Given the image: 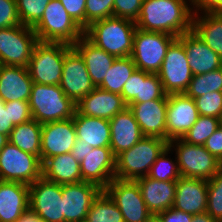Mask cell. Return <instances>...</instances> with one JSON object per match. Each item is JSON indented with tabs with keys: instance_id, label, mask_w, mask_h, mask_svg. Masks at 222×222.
Returning <instances> with one entry per match:
<instances>
[{
	"instance_id": "obj_53",
	"label": "cell",
	"mask_w": 222,
	"mask_h": 222,
	"mask_svg": "<svg viewBox=\"0 0 222 222\" xmlns=\"http://www.w3.org/2000/svg\"><path fill=\"white\" fill-rule=\"evenodd\" d=\"M192 222H219L213 219L207 212L193 215Z\"/></svg>"
},
{
	"instance_id": "obj_50",
	"label": "cell",
	"mask_w": 222,
	"mask_h": 222,
	"mask_svg": "<svg viewBox=\"0 0 222 222\" xmlns=\"http://www.w3.org/2000/svg\"><path fill=\"white\" fill-rule=\"evenodd\" d=\"M14 127L10 120L9 108H5L4 102L0 99V133L9 136Z\"/></svg>"
},
{
	"instance_id": "obj_3",
	"label": "cell",
	"mask_w": 222,
	"mask_h": 222,
	"mask_svg": "<svg viewBox=\"0 0 222 222\" xmlns=\"http://www.w3.org/2000/svg\"><path fill=\"white\" fill-rule=\"evenodd\" d=\"M168 147L167 140L144 136L116 157L115 178L135 181L146 177L157 157Z\"/></svg>"
},
{
	"instance_id": "obj_26",
	"label": "cell",
	"mask_w": 222,
	"mask_h": 222,
	"mask_svg": "<svg viewBox=\"0 0 222 222\" xmlns=\"http://www.w3.org/2000/svg\"><path fill=\"white\" fill-rule=\"evenodd\" d=\"M29 208V185L0 180V222H17Z\"/></svg>"
},
{
	"instance_id": "obj_42",
	"label": "cell",
	"mask_w": 222,
	"mask_h": 222,
	"mask_svg": "<svg viewBox=\"0 0 222 222\" xmlns=\"http://www.w3.org/2000/svg\"><path fill=\"white\" fill-rule=\"evenodd\" d=\"M143 0H114L113 16L136 22Z\"/></svg>"
},
{
	"instance_id": "obj_49",
	"label": "cell",
	"mask_w": 222,
	"mask_h": 222,
	"mask_svg": "<svg viewBox=\"0 0 222 222\" xmlns=\"http://www.w3.org/2000/svg\"><path fill=\"white\" fill-rule=\"evenodd\" d=\"M162 222H192L193 215L179 211L174 208H169L157 215Z\"/></svg>"
},
{
	"instance_id": "obj_45",
	"label": "cell",
	"mask_w": 222,
	"mask_h": 222,
	"mask_svg": "<svg viewBox=\"0 0 222 222\" xmlns=\"http://www.w3.org/2000/svg\"><path fill=\"white\" fill-rule=\"evenodd\" d=\"M67 13L83 29H86V0H59Z\"/></svg>"
},
{
	"instance_id": "obj_31",
	"label": "cell",
	"mask_w": 222,
	"mask_h": 222,
	"mask_svg": "<svg viewBox=\"0 0 222 222\" xmlns=\"http://www.w3.org/2000/svg\"><path fill=\"white\" fill-rule=\"evenodd\" d=\"M42 124L35 119L16 125L9 134V142L20 150L36 155L41 161Z\"/></svg>"
},
{
	"instance_id": "obj_20",
	"label": "cell",
	"mask_w": 222,
	"mask_h": 222,
	"mask_svg": "<svg viewBox=\"0 0 222 222\" xmlns=\"http://www.w3.org/2000/svg\"><path fill=\"white\" fill-rule=\"evenodd\" d=\"M128 105L120 94L95 87L76 103V111L85 116L110 120Z\"/></svg>"
},
{
	"instance_id": "obj_22",
	"label": "cell",
	"mask_w": 222,
	"mask_h": 222,
	"mask_svg": "<svg viewBox=\"0 0 222 222\" xmlns=\"http://www.w3.org/2000/svg\"><path fill=\"white\" fill-rule=\"evenodd\" d=\"M177 39L184 46L193 75L205 74L222 67L221 57L192 30L178 36Z\"/></svg>"
},
{
	"instance_id": "obj_1",
	"label": "cell",
	"mask_w": 222,
	"mask_h": 222,
	"mask_svg": "<svg viewBox=\"0 0 222 222\" xmlns=\"http://www.w3.org/2000/svg\"><path fill=\"white\" fill-rule=\"evenodd\" d=\"M188 1L143 0L136 27L175 37L182 35L192 30L193 12Z\"/></svg>"
},
{
	"instance_id": "obj_38",
	"label": "cell",
	"mask_w": 222,
	"mask_h": 222,
	"mask_svg": "<svg viewBox=\"0 0 222 222\" xmlns=\"http://www.w3.org/2000/svg\"><path fill=\"white\" fill-rule=\"evenodd\" d=\"M51 0H16L17 11L22 25L34 27L42 18Z\"/></svg>"
},
{
	"instance_id": "obj_44",
	"label": "cell",
	"mask_w": 222,
	"mask_h": 222,
	"mask_svg": "<svg viewBox=\"0 0 222 222\" xmlns=\"http://www.w3.org/2000/svg\"><path fill=\"white\" fill-rule=\"evenodd\" d=\"M5 108H9L10 120L14 126L32 119L30 105L28 101L4 102Z\"/></svg>"
},
{
	"instance_id": "obj_54",
	"label": "cell",
	"mask_w": 222,
	"mask_h": 222,
	"mask_svg": "<svg viewBox=\"0 0 222 222\" xmlns=\"http://www.w3.org/2000/svg\"><path fill=\"white\" fill-rule=\"evenodd\" d=\"M9 142L8 135L0 133V151Z\"/></svg>"
},
{
	"instance_id": "obj_43",
	"label": "cell",
	"mask_w": 222,
	"mask_h": 222,
	"mask_svg": "<svg viewBox=\"0 0 222 222\" xmlns=\"http://www.w3.org/2000/svg\"><path fill=\"white\" fill-rule=\"evenodd\" d=\"M20 24L16 0H0V29Z\"/></svg>"
},
{
	"instance_id": "obj_5",
	"label": "cell",
	"mask_w": 222,
	"mask_h": 222,
	"mask_svg": "<svg viewBox=\"0 0 222 222\" xmlns=\"http://www.w3.org/2000/svg\"><path fill=\"white\" fill-rule=\"evenodd\" d=\"M38 41L74 45L84 30L67 13L59 0H51L40 21L33 27Z\"/></svg>"
},
{
	"instance_id": "obj_51",
	"label": "cell",
	"mask_w": 222,
	"mask_h": 222,
	"mask_svg": "<svg viewBox=\"0 0 222 222\" xmlns=\"http://www.w3.org/2000/svg\"><path fill=\"white\" fill-rule=\"evenodd\" d=\"M92 150L93 147H88V145L82 143L80 139L76 138L71 153L77 161L81 162L86 157V154Z\"/></svg>"
},
{
	"instance_id": "obj_4",
	"label": "cell",
	"mask_w": 222,
	"mask_h": 222,
	"mask_svg": "<svg viewBox=\"0 0 222 222\" xmlns=\"http://www.w3.org/2000/svg\"><path fill=\"white\" fill-rule=\"evenodd\" d=\"M28 102L32 119L40 124L70 119L76 111V103L59 85L33 82Z\"/></svg>"
},
{
	"instance_id": "obj_24",
	"label": "cell",
	"mask_w": 222,
	"mask_h": 222,
	"mask_svg": "<svg viewBox=\"0 0 222 222\" xmlns=\"http://www.w3.org/2000/svg\"><path fill=\"white\" fill-rule=\"evenodd\" d=\"M135 181L139 185L148 211L153 216H157L159 213L172 208L177 182L159 181L148 176L138 178Z\"/></svg>"
},
{
	"instance_id": "obj_32",
	"label": "cell",
	"mask_w": 222,
	"mask_h": 222,
	"mask_svg": "<svg viewBox=\"0 0 222 222\" xmlns=\"http://www.w3.org/2000/svg\"><path fill=\"white\" fill-rule=\"evenodd\" d=\"M135 69L136 65L131 56L116 58L107 70L106 76L99 88L121 95L124 84Z\"/></svg>"
},
{
	"instance_id": "obj_13",
	"label": "cell",
	"mask_w": 222,
	"mask_h": 222,
	"mask_svg": "<svg viewBox=\"0 0 222 222\" xmlns=\"http://www.w3.org/2000/svg\"><path fill=\"white\" fill-rule=\"evenodd\" d=\"M29 208L42 222H64L62 184L38 178L29 186Z\"/></svg>"
},
{
	"instance_id": "obj_8",
	"label": "cell",
	"mask_w": 222,
	"mask_h": 222,
	"mask_svg": "<svg viewBox=\"0 0 222 222\" xmlns=\"http://www.w3.org/2000/svg\"><path fill=\"white\" fill-rule=\"evenodd\" d=\"M176 38L166 33L136 28L131 54L136 68L157 74L161 69L168 47Z\"/></svg>"
},
{
	"instance_id": "obj_48",
	"label": "cell",
	"mask_w": 222,
	"mask_h": 222,
	"mask_svg": "<svg viewBox=\"0 0 222 222\" xmlns=\"http://www.w3.org/2000/svg\"><path fill=\"white\" fill-rule=\"evenodd\" d=\"M205 149L222 162V125L206 140Z\"/></svg>"
},
{
	"instance_id": "obj_29",
	"label": "cell",
	"mask_w": 222,
	"mask_h": 222,
	"mask_svg": "<svg viewBox=\"0 0 222 222\" xmlns=\"http://www.w3.org/2000/svg\"><path fill=\"white\" fill-rule=\"evenodd\" d=\"M42 177L57 184L82 182L80 162L72 153L59 154L42 162Z\"/></svg>"
},
{
	"instance_id": "obj_25",
	"label": "cell",
	"mask_w": 222,
	"mask_h": 222,
	"mask_svg": "<svg viewBox=\"0 0 222 222\" xmlns=\"http://www.w3.org/2000/svg\"><path fill=\"white\" fill-rule=\"evenodd\" d=\"M32 84L27 67L0 64V99L3 102L28 101Z\"/></svg>"
},
{
	"instance_id": "obj_23",
	"label": "cell",
	"mask_w": 222,
	"mask_h": 222,
	"mask_svg": "<svg viewBox=\"0 0 222 222\" xmlns=\"http://www.w3.org/2000/svg\"><path fill=\"white\" fill-rule=\"evenodd\" d=\"M109 122L111 132L110 148L115 157L130 149L144 137L133 112L128 107L124 111L117 113Z\"/></svg>"
},
{
	"instance_id": "obj_16",
	"label": "cell",
	"mask_w": 222,
	"mask_h": 222,
	"mask_svg": "<svg viewBox=\"0 0 222 222\" xmlns=\"http://www.w3.org/2000/svg\"><path fill=\"white\" fill-rule=\"evenodd\" d=\"M102 191L89 182L62 184L64 222H85L94 199Z\"/></svg>"
},
{
	"instance_id": "obj_27",
	"label": "cell",
	"mask_w": 222,
	"mask_h": 222,
	"mask_svg": "<svg viewBox=\"0 0 222 222\" xmlns=\"http://www.w3.org/2000/svg\"><path fill=\"white\" fill-rule=\"evenodd\" d=\"M74 126L76 138L88 147H110V122L104 118L89 117L75 111Z\"/></svg>"
},
{
	"instance_id": "obj_9",
	"label": "cell",
	"mask_w": 222,
	"mask_h": 222,
	"mask_svg": "<svg viewBox=\"0 0 222 222\" xmlns=\"http://www.w3.org/2000/svg\"><path fill=\"white\" fill-rule=\"evenodd\" d=\"M42 176V163L31 153L8 142L0 151V180L31 185Z\"/></svg>"
},
{
	"instance_id": "obj_52",
	"label": "cell",
	"mask_w": 222,
	"mask_h": 222,
	"mask_svg": "<svg viewBox=\"0 0 222 222\" xmlns=\"http://www.w3.org/2000/svg\"><path fill=\"white\" fill-rule=\"evenodd\" d=\"M17 222H42L41 218L30 208H28Z\"/></svg>"
},
{
	"instance_id": "obj_36",
	"label": "cell",
	"mask_w": 222,
	"mask_h": 222,
	"mask_svg": "<svg viewBox=\"0 0 222 222\" xmlns=\"http://www.w3.org/2000/svg\"><path fill=\"white\" fill-rule=\"evenodd\" d=\"M154 99H168L158 74L140 70L139 95L131 103L148 102Z\"/></svg>"
},
{
	"instance_id": "obj_14",
	"label": "cell",
	"mask_w": 222,
	"mask_h": 222,
	"mask_svg": "<svg viewBox=\"0 0 222 222\" xmlns=\"http://www.w3.org/2000/svg\"><path fill=\"white\" fill-rule=\"evenodd\" d=\"M59 86L75 103L95 88L84 59L73 46L65 53Z\"/></svg>"
},
{
	"instance_id": "obj_47",
	"label": "cell",
	"mask_w": 222,
	"mask_h": 222,
	"mask_svg": "<svg viewBox=\"0 0 222 222\" xmlns=\"http://www.w3.org/2000/svg\"><path fill=\"white\" fill-rule=\"evenodd\" d=\"M189 3L193 6L191 7L193 14L202 12L203 14H222V0H190Z\"/></svg>"
},
{
	"instance_id": "obj_7",
	"label": "cell",
	"mask_w": 222,
	"mask_h": 222,
	"mask_svg": "<svg viewBox=\"0 0 222 222\" xmlns=\"http://www.w3.org/2000/svg\"><path fill=\"white\" fill-rule=\"evenodd\" d=\"M169 148L176 152L179 172L183 177L208 181L221 170V162L204 145L190 144L179 138L169 141Z\"/></svg>"
},
{
	"instance_id": "obj_17",
	"label": "cell",
	"mask_w": 222,
	"mask_h": 222,
	"mask_svg": "<svg viewBox=\"0 0 222 222\" xmlns=\"http://www.w3.org/2000/svg\"><path fill=\"white\" fill-rule=\"evenodd\" d=\"M76 141L73 117L42 124L41 163L52 156L70 153Z\"/></svg>"
},
{
	"instance_id": "obj_10",
	"label": "cell",
	"mask_w": 222,
	"mask_h": 222,
	"mask_svg": "<svg viewBox=\"0 0 222 222\" xmlns=\"http://www.w3.org/2000/svg\"><path fill=\"white\" fill-rule=\"evenodd\" d=\"M37 42L33 27L20 24L0 29V64L27 67Z\"/></svg>"
},
{
	"instance_id": "obj_15",
	"label": "cell",
	"mask_w": 222,
	"mask_h": 222,
	"mask_svg": "<svg viewBox=\"0 0 222 222\" xmlns=\"http://www.w3.org/2000/svg\"><path fill=\"white\" fill-rule=\"evenodd\" d=\"M166 140L183 138L199 116L195 100L185 93L168 94Z\"/></svg>"
},
{
	"instance_id": "obj_34",
	"label": "cell",
	"mask_w": 222,
	"mask_h": 222,
	"mask_svg": "<svg viewBox=\"0 0 222 222\" xmlns=\"http://www.w3.org/2000/svg\"><path fill=\"white\" fill-rule=\"evenodd\" d=\"M214 91H222V67L205 74L193 75L185 94L195 99Z\"/></svg>"
},
{
	"instance_id": "obj_41",
	"label": "cell",
	"mask_w": 222,
	"mask_h": 222,
	"mask_svg": "<svg viewBox=\"0 0 222 222\" xmlns=\"http://www.w3.org/2000/svg\"><path fill=\"white\" fill-rule=\"evenodd\" d=\"M114 0H86V28L97 20L113 16Z\"/></svg>"
},
{
	"instance_id": "obj_46",
	"label": "cell",
	"mask_w": 222,
	"mask_h": 222,
	"mask_svg": "<svg viewBox=\"0 0 222 222\" xmlns=\"http://www.w3.org/2000/svg\"><path fill=\"white\" fill-rule=\"evenodd\" d=\"M140 88V69H135L130 78L124 84L121 96L125 103L129 105L137 95H139Z\"/></svg>"
},
{
	"instance_id": "obj_6",
	"label": "cell",
	"mask_w": 222,
	"mask_h": 222,
	"mask_svg": "<svg viewBox=\"0 0 222 222\" xmlns=\"http://www.w3.org/2000/svg\"><path fill=\"white\" fill-rule=\"evenodd\" d=\"M72 45L62 42L38 41L33 49L27 69L33 82L59 85L65 53Z\"/></svg>"
},
{
	"instance_id": "obj_40",
	"label": "cell",
	"mask_w": 222,
	"mask_h": 222,
	"mask_svg": "<svg viewBox=\"0 0 222 222\" xmlns=\"http://www.w3.org/2000/svg\"><path fill=\"white\" fill-rule=\"evenodd\" d=\"M194 100L199 115L221 119L222 91L208 92L202 96L196 97Z\"/></svg>"
},
{
	"instance_id": "obj_2",
	"label": "cell",
	"mask_w": 222,
	"mask_h": 222,
	"mask_svg": "<svg viewBox=\"0 0 222 222\" xmlns=\"http://www.w3.org/2000/svg\"><path fill=\"white\" fill-rule=\"evenodd\" d=\"M136 28L134 21L112 16L91 23L84 30V36L116 58L128 57L133 51Z\"/></svg>"
},
{
	"instance_id": "obj_21",
	"label": "cell",
	"mask_w": 222,
	"mask_h": 222,
	"mask_svg": "<svg viewBox=\"0 0 222 222\" xmlns=\"http://www.w3.org/2000/svg\"><path fill=\"white\" fill-rule=\"evenodd\" d=\"M207 180L181 176L176 183L172 208L192 215L207 211Z\"/></svg>"
},
{
	"instance_id": "obj_30",
	"label": "cell",
	"mask_w": 222,
	"mask_h": 222,
	"mask_svg": "<svg viewBox=\"0 0 222 222\" xmlns=\"http://www.w3.org/2000/svg\"><path fill=\"white\" fill-rule=\"evenodd\" d=\"M192 31L222 59V14H193Z\"/></svg>"
},
{
	"instance_id": "obj_39",
	"label": "cell",
	"mask_w": 222,
	"mask_h": 222,
	"mask_svg": "<svg viewBox=\"0 0 222 222\" xmlns=\"http://www.w3.org/2000/svg\"><path fill=\"white\" fill-rule=\"evenodd\" d=\"M207 213L222 222V170L207 181Z\"/></svg>"
},
{
	"instance_id": "obj_19",
	"label": "cell",
	"mask_w": 222,
	"mask_h": 222,
	"mask_svg": "<svg viewBox=\"0 0 222 222\" xmlns=\"http://www.w3.org/2000/svg\"><path fill=\"white\" fill-rule=\"evenodd\" d=\"M168 99H154L148 102L130 103L143 136L166 140V109Z\"/></svg>"
},
{
	"instance_id": "obj_11",
	"label": "cell",
	"mask_w": 222,
	"mask_h": 222,
	"mask_svg": "<svg viewBox=\"0 0 222 222\" xmlns=\"http://www.w3.org/2000/svg\"><path fill=\"white\" fill-rule=\"evenodd\" d=\"M166 94L185 93L193 77L183 44L176 38L157 73Z\"/></svg>"
},
{
	"instance_id": "obj_55",
	"label": "cell",
	"mask_w": 222,
	"mask_h": 222,
	"mask_svg": "<svg viewBox=\"0 0 222 222\" xmlns=\"http://www.w3.org/2000/svg\"><path fill=\"white\" fill-rule=\"evenodd\" d=\"M149 222H162V220L158 216H152Z\"/></svg>"
},
{
	"instance_id": "obj_33",
	"label": "cell",
	"mask_w": 222,
	"mask_h": 222,
	"mask_svg": "<svg viewBox=\"0 0 222 222\" xmlns=\"http://www.w3.org/2000/svg\"><path fill=\"white\" fill-rule=\"evenodd\" d=\"M85 222H124V219L114 201L102 190L92 202Z\"/></svg>"
},
{
	"instance_id": "obj_12",
	"label": "cell",
	"mask_w": 222,
	"mask_h": 222,
	"mask_svg": "<svg viewBox=\"0 0 222 222\" xmlns=\"http://www.w3.org/2000/svg\"><path fill=\"white\" fill-rule=\"evenodd\" d=\"M104 191L120 209L124 222H149L153 216L147 209L136 181L114 178Z\"/></svg>"
},
{
	"instance_id": "obj_18",
	"label": "cell",
	"mask_w": 222,
	"mask_h": 222,
	"mask_svg": "<svg viewBox=\"0 0 222 222\" xmlns=\"http://www.w3.org/2000/svg\"><path fill=\"white\" fill-rule=\"evenodd\" d=\"M84 182L97 185L104 190L115 178L116 157L110 147L93 148L80 162Z\"/></svg>"
},
{
	"instance_id": "obj_35",
	"label": "cell",
	"mask_w": 222,
	"mask_h": 222,
	"mask_svg": "<svg viewBox=\"0 0 222 222\" xmlns=\"http://www.w3.org/2000/svg\"><path fill=\"white\" fill-rule=\"evenodd\" d=\"M220 125L219 118L199 115L182 139L190 144L204 145Z\"/></svg>"
},
{
	"instance_id": "obj_28",
	"label": "cell",
	"mask_w": 222,
	"mask_h": 222,
	"mask_svg": "<svg viewBox=\"0 0 222 222\" xmlns=\"http://www.w3.org/2000/svg\"><path fill=\"white\" fill-rule=\"evenodd\" d=\"M73 47L84 59L94 86L99 87L116 57L95 46L85 36H82Z\"/></svg>"
},
{
	"instance_id": "obj_37",
	"label": "cell",
	"mask_w": 222,
	"mask_h": 222,
	"mask_svg": "<svg viewBox=\"0 0 222 222\" xmlns=\"http://www.w3.org/2000/svg\"><path fill=\"white\" fill-rule=\"evenodd\" d=\"M172 151L169 147L160 154L156 161L151 166L148 177L159 181H175L177 182L181 177L177 158L173 161L167 156Z\"/></svg>"
}]
</instances>
